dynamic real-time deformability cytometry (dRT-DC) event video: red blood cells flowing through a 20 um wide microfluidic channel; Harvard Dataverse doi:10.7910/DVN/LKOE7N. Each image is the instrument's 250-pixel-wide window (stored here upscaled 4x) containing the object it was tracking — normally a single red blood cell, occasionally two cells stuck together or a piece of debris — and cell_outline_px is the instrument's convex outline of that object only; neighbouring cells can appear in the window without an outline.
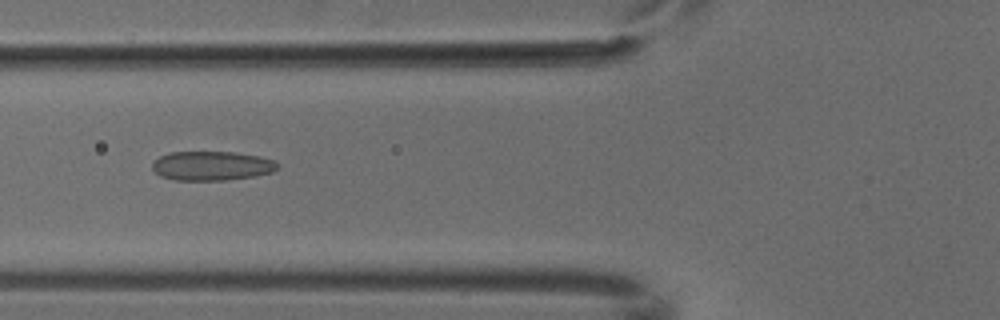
{"species": "common noctule bat (a hibernating species)", "species_latin": "Nyctalus noctula", "temperature_condition": "cold", "stored_images_in_passage": 6, "camera_frame_rate_fps": 3000, "um_per_image_px": 0.085, "animal": {"sex": "male", "body_mass_g": 18.8}, "frame": {"image": 1, "passage_image": 6, "time_ms": 1.667, "image_size_px": [1000, 320], "cell_outline_px": [[280, 164], [272, 172], [256, 176], [224, 180], [172, 180], [160, 176], [152, 168], [152, 164], [160, 156], [172, 152], [236, 152], [260, 156], [272, 160]], "centroid_in_image_um": [18.01, 14.1], "position_along_channel_um": 107.8, "area_um2": 21.33}}